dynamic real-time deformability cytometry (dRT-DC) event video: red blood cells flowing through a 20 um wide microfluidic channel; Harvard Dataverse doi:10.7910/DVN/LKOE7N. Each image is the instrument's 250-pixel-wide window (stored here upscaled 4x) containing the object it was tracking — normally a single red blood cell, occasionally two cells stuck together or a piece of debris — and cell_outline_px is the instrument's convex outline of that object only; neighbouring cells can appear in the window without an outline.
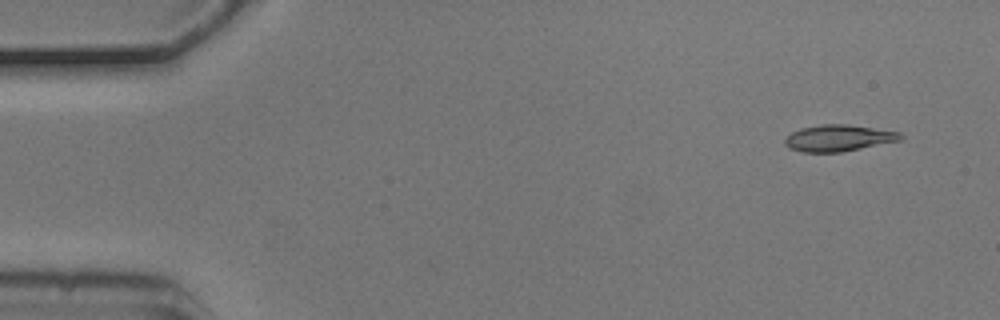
{"species": "common noctule bat (a hibernating species)", "species_latin": "Nyctalus noctula", "temperature_condition": "cold", "stored_images_in_passage": 6, "camera_frame_rate_fps": 3000, "um_per_image_px": 0.085, "animal": {"sex": "male", "body_mass_g": 20.5, "forearm_length_mm": 52.5}, "frame": {"image": 1, "passage_image": 1, "time_ms": 0.0, "image_size_px": [1000, 320], "cell_outline_px": [[904, 136], [900, 140], [840, 152], [800, 152], [788, 148], [784, 144], [784, 140], [792, 132], [800, 128], [824, 124], [848, 124], [900, 132]], "centroid_in_image_um": [71.24, 11.73], "position_along_channel_um": 13.8, "area_um2": 17.74}}
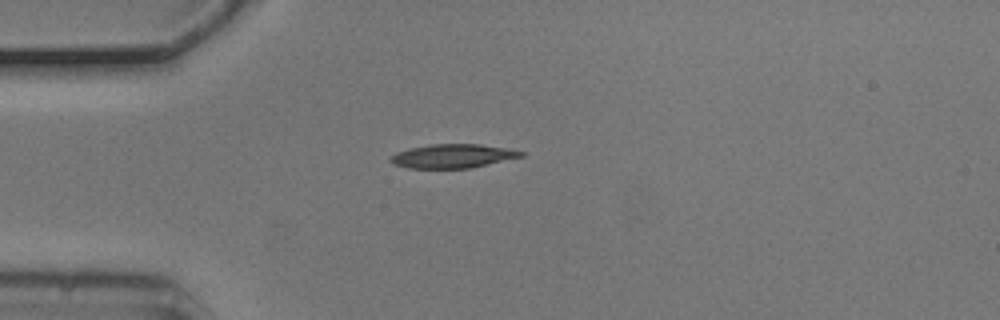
{"frame": {"image": 2, "passage_image": 3, "time_ms": 0.667, "image_size_px": [1000, 320], "cell_outline_px": [[524, 156], [472, 168], [408, 168], [392, 164], [388, 160], [388, 156], [396, 152], [408, 148], [432, 144], [480, 144], [504, 148], [524, 152]], "centroid_in_image_um": [38.41, 13.27], "position_along_channel_um": 46.6, "area_um2": 18.26}}
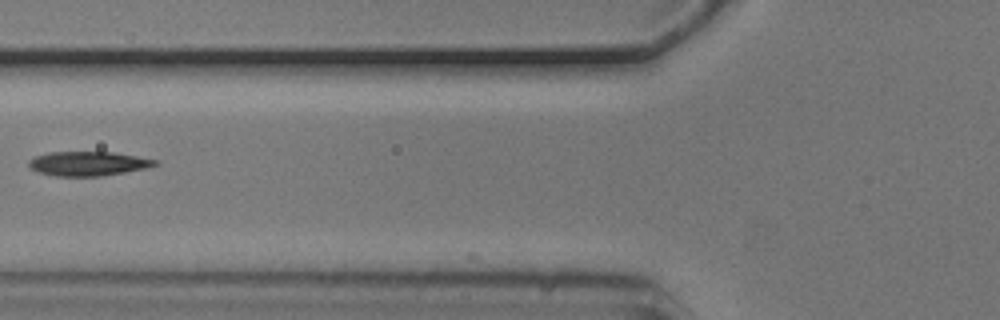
{"frame": {"image": 3, "passage_image": 5, "time_ms": 1.333, "image_size_px": [1000, 320], "cell_outline_px": [[160, 164], [144, 168], [124, 172], [100, 176], [56, 176], [40, 172], [28, 168], [28, 160], [36, 156], [48, 152], [112, 152], [160, 160]], "centroid_in_image_um": [7.48, 13.9], "position_along_channel_um": 118.3, "area_um2": 17.86}}